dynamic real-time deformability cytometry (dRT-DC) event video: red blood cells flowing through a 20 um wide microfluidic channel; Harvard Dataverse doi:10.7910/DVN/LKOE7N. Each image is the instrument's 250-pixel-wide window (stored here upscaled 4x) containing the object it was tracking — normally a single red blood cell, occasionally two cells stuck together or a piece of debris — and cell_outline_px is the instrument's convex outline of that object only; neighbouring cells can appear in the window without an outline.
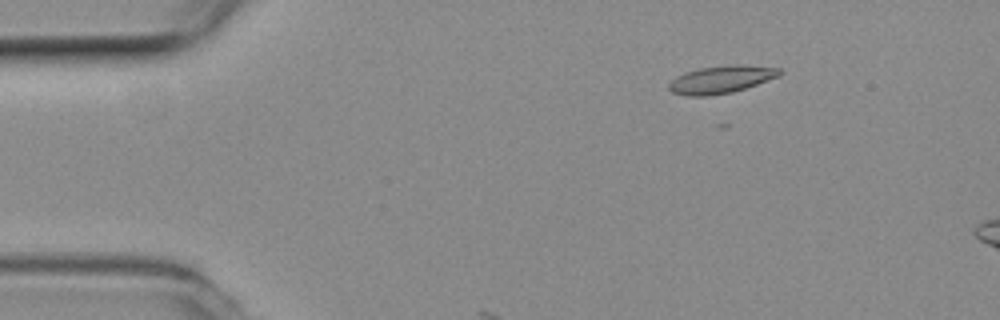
{"species": "common noctule bat (a hibernating species)", "species_latin": "Nyctalus noctula", "temperature_condition": "room temperature", "stored_images_in_passage": 6, "camera_frame_rate_fps": 3000, "um_per_image_px": 0.085, "animal": {"sex": "female", "body_mass_g": 19.3, "forearm_length_mm": 54.1}, "frame": {"image": 1, "passage_image": 3, "time_ms": 0.667, "image_size_px": [1000, 320], "cell_outline_px": [[784, 72], [780, 76], [732, 92], [708, 96], [684, 96], [672, 92], [668, 88], [668, 84], [676, 76], [684, 72], [700, 68], [736, 64], [740, 64], [780, 68]], "centroid_in_image_um": [61.29, 6.75], "position_along_channel_um": 23.7, "area_um2": 17.86}}
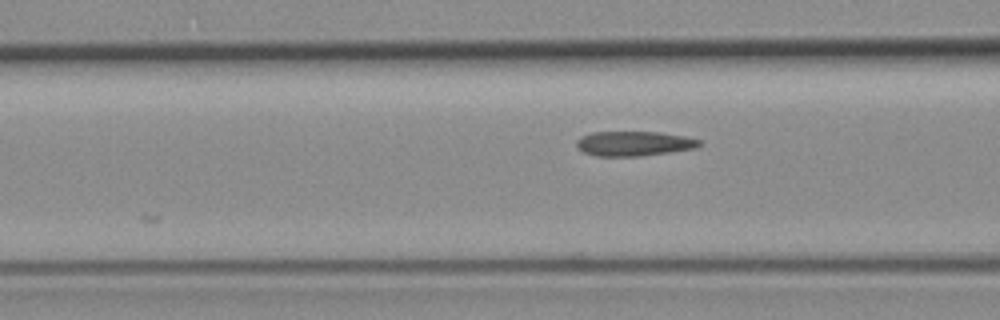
{"frame": {"image": 2, "passage_image": 6, "time_ms": 1.667, "image_size_px": [1000, 320], "cell_outline_px": [[700, 144], [696, 148], [640, 156], [596, 156], [584, 152], [576, 144], [576, 140], [580, 136], [592, 132], [660, 132], [684, 136], [700, 140]], "centroid_in_image_um": [53.86, 12.2], "position_along_channel_um": 112.7, "area_um2": 17.57}}